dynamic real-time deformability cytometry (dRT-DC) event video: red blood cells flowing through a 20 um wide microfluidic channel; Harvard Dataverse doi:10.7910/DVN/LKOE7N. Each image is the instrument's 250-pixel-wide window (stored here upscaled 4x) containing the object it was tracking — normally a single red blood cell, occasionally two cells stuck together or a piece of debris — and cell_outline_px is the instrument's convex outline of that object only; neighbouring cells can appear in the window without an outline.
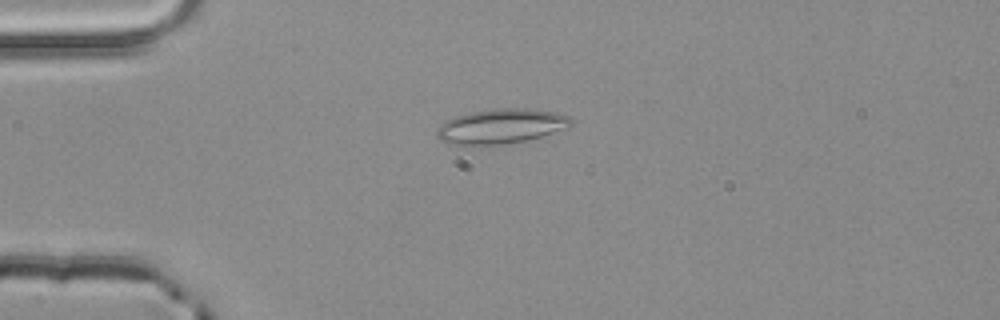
{"species": "common noctule bat (a hibernating species)", "species_latin": "Nyctalus noctula", "temperature_condition": "room temperature", "stored_images_in_passage": 3, "camera_frame_rate_fps": 3000, "um_per_image_px": 0.085, "animal": {"sex": "male", "body_mass_g": 20.4}, "frame": {"image": 1, "passage_image": 2, "time_ms": 0.333, "image_size_px": [1000, 320], "cell_outline_px": [[572, 124], [568, 128], [528, 140], [504, 144], [476, 148], [456, 148], [440, 140], [436, 136], [436, 128], [440, 124], [456, 116], [472, 112], [500, 108], [528, 108], [556, 112], [572, 116]], "centroid_in_image_um": [42.53, 10.79], "position_along_channel_um": 42.5, "area_um2": 28.32}}